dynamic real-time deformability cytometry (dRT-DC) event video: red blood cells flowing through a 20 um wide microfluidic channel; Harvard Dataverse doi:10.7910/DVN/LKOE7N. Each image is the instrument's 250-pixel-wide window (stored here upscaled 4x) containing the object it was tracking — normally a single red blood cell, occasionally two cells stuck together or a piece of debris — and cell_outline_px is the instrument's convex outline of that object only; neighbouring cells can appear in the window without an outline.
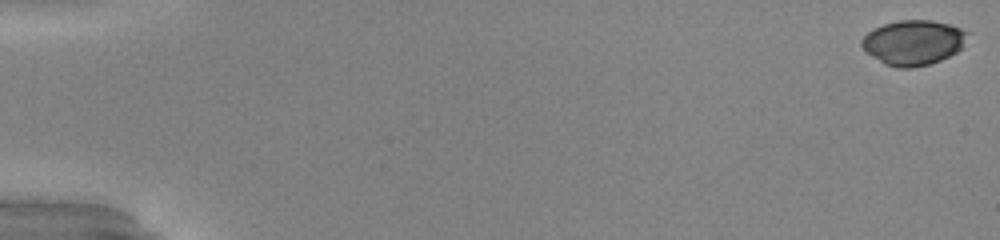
{"species": "common noctule bat (a hibernating species)", "species_latin": "Nyctalus noctula", "temperature_condition": "warm", "stored_images_in_passage": 53, "camera_frame_rate_fps": 3000, "um_per_image_px": 0.085, "animal": {"sex": "male", "body_mass_g": 20.0, "forearm_length_mm": 53.3}, "frame": {"image": 1, "passage_image": 1, "time_ms": 0.0, "image_size_px": [1000, 240], "cell_outline_px": [[968, 32], [960, 48], [956, 52], [940, 60], [928, 64], [912, 68], [896, 68], [884, 64], [872, 56], [860, 44], [860, 40], [868, 32], [884, 24], [900, 20], [932, 20], [948, 24], [960, 28]], "centroid_in_image_um": [77.6, 3.62], "position_along_channel_um": 7.4, "area_um2": 27.34}}
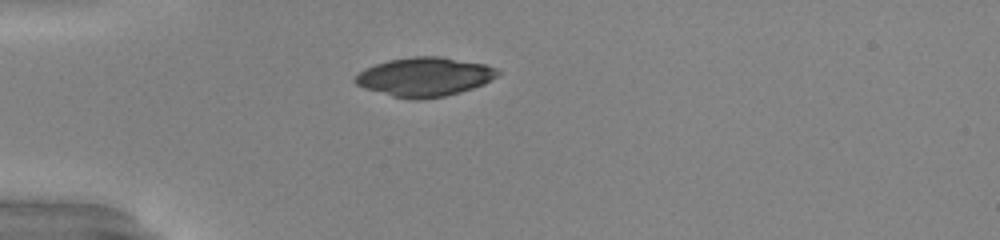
{"frame": {"image": 2, "passage_image": 16, "time_ms": 5.0, "image_size_px": [1000, 240], "cell_outline_px": [[500, 72], [496, 76], [484, 84], [460, 92], [444, 96], [424, 100], [412, 100], [392, 96], [364, 88], [356, 84], [352, 80], [364, 68], [388, 60], [412, 56], [440, 56], [484, 64], [496, 68]], "centroid_in_image_um": [36.06, 6.54], "position_along_channel_um": 48.9, "area_um2": 32.43}}